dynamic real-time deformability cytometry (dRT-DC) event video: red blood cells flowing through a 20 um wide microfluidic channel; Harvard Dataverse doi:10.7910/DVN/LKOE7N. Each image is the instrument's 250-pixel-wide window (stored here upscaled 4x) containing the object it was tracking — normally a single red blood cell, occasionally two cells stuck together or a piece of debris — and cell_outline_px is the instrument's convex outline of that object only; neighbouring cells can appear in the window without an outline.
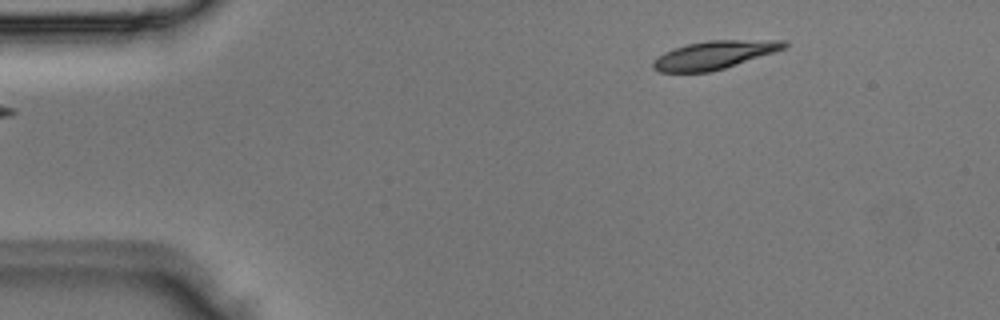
{"species": "Egyptian fruit bat (a non-hibernating species)", "species_latin": "Rousettus aegyptiacus", "temperature_condition": "room temperature", "stored_images_in_passage": 2, "camera_frame_rate_fps": 3000, "um_per_image_px": 0.085, "animal": {"sex": "male"}, "frame": {"image": 1, "passage_image": 2, "time_ms": 0.333, "image_size_px": [1000, 320], "cell_outline_px": [[788, 44], [784, 48], [724, 68], [708, 72], [660, 72], [652, 68], [652, 60], [664, 52], [688, 44], [708, 40], [784, 40]], "centroid_in_image_um": [60.65, 4.67], "position_along_channel_um": 24.4, "area_um2": 21.15}}